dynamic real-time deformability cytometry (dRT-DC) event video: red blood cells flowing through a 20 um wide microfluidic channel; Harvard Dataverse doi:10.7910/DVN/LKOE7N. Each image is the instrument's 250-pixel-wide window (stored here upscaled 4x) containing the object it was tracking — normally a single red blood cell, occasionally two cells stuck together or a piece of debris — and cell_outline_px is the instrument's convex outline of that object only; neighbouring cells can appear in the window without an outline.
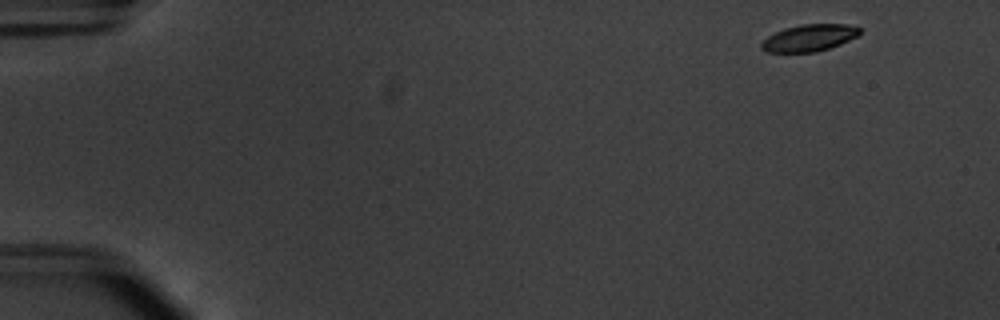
{"species": "common noctule bat (a hibernating species)", "species_latin": "Nyctalus noctula", "temperature_condition": "warm", "stored_images_in_passage": 52, "camera_frame_rate_fps": 3000, "um_per_image_px": 0.085, "animal": {"sex": "male", "body_mass_g": 20.1, "forearm_length_mm": 53.5}, "frame": {"image": 1, "passage_image": 2, "time_ms": 0.333, "image_size_px": [1000, 320], "cell_outline_px": [[860, 36], [840, 44], [816, 52], [768, 52], [760, 48], [760, 44], [768, 36], [784, 28], [800, 24], [856, 24], [860, 28]], "centroid_in_image_um": [68.83, 3.2], "position_along_channel_um": 16.2, "area_um2": 15.55}}
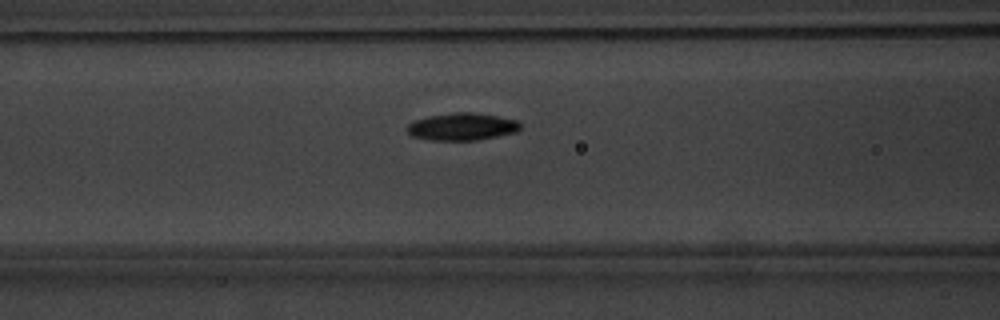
{"frame": {"image": 2, "passage_image": 21, "time_ms": 6.667, "image_size_px": [1000, 320], "cell_outline_px": [[520, 128], [516, 132], [476, 140], [432, 140], [412, 136], [404, 128], [408, 124], [416, 120], [428, 116], [456, 112], [476, 112], [516, 120], [520, 124]], "centroid_in_image_um": [39.24, 10.76], "position_along_channel_um": 127.4, "area_um2": 17.92}}
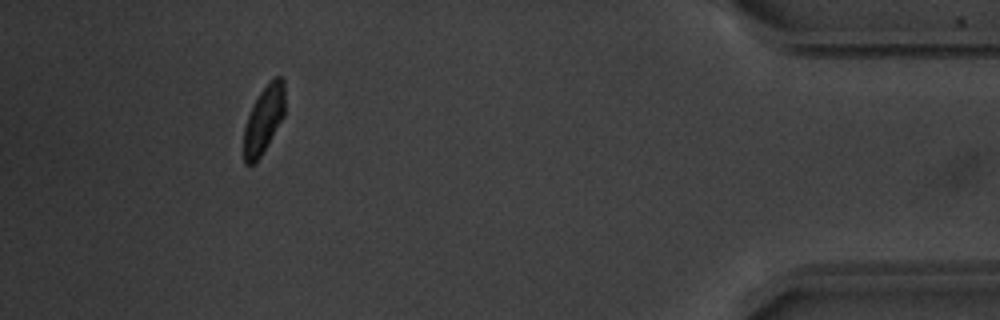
{"frame": {"image": 3, "passage_image": 48, "time_ms": 15.667, "image_size_px": [1000, 320], "cell_outline_px": [[284, 116], [268, 144], [260, 156], [252, 164], [244, 164], [244, 128], [248, 116], [260, 92], [276, 76], [280, 76], [284, 80]], "centroid_in_image_um": [22.43, 10.17], "position_along_channel_um": 412.8, "area_um2": 15.72}, "authors_computed_cell_mechanics": {"area_um2": 17.1377, "velocity_mm_per_s": 3.7567, "shape_relaxation_time_tau1_ms": 2.3582, "shape_relaxation_time_tau2_ms": null, "deformation_change_tau1": 0.1107, "deformation_change_tau2": null}}